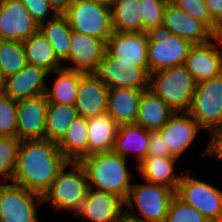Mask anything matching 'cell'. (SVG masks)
Segmentation results:
<instances>
[{
    "label": "cell",
    "mask_w": 222,
    "mask_h": 222,
    "mask_svg": "<svg viewBox=\"0 0 222 222\" xmlns=\"http://www.w3.org/2000/svg\"><path fill=\"white\" fill-rule=\"evenodd\" d=\"M144 90L117 87L109 88L106 113L118 124H134Z\"/></svg>",
    "instance_id": "23"
},
{
    "label": "cell",
    "mask_w": 222,
    "mask_h": 222,
    "mask_svg": "<svg viewBox=\"0 0 222 222\" xmlns=\"http://www.w3.org/2000/svg\"><path fill=\"white\" fill-rule=\"evenodd\" d=\"M162 25L168 28L172 34L189 40L192 44L206 43L215 37L202 22L185 14L171 2L165 6Z\"/></svg>",
    "instance_id": "21"
},
{
    "label": "cell",
    "mask_w": 222,
    "mask_h": 222,
    "mask_svg": "<svg viewBox=\"0 0 222 222\" xmlns=\"http://www.w3.org/2000/svg\"><path fill=\"white\" fill-rule=\"evenodd\" d=\"M208 134L209 139L206 140V146L200 154L205 158L206 156L208 158L213 157V159L216 158L222 162V126L210 131Z\"/></svg>",
    "instance_id": "40"
},
{
    "label": "cell",
    "mask_w": 222,
    "mask_h": 222,
    "mask_svg": "<svg viewBox=\"0 0 222 222\" xmlns=\"http://www.w3.org/2000/svg\"><path fill=\"white\" fill-rule=\"evenodd\" d=\"M0 39L23 42L39 30L20 0H0Z\"/></svg>",
    "instance_id": "15"
},
{
    "label": "cell",
    "mask_w": 222,
    "mask_h": 222,
    "mask_svg": "<svg viewBox=\"0 0 222 222\" xmlns=\"http://www.w3.org/2000/svg\"><path fill=\"white\" fill-rule=\"evenodd\" d=\"M26 7L31 17L40 25L54 18L57 13L51 7L48 0H20ZM50 16V17H49Z\"/></svg>",
    "instance_id": "39"
},
{
    "label": "cell",
    "mask_w": 222,
    "mask_h": 222,
    "mask_svg": "<svg viewBox=\"0 0 222 222\" xmlns=\"http://www.w3.org/2000/svg\"><path fill=\"white\" fill-rule=\"evenodd\" d=\"M187 112L207 133L222 126V74L196 84Z\"/></svg>",
    "instance_id": "9"
},
{
    "label": "cell",
    "mask_w": 222,
    "mask_h": 222,
    "mask_svg": "<svg viewBox=\"0 0 222 222\" xmlns=\"http://www.w3.org/2000/svg\"><path fill=\"white\" fill-rule=\"evenodd\" d=\"M42 196L13 183L0 184V222H40Z\"/></svg>",
    "instance_id": "10"
},
{
    "label": "cell",
    "mask_w": 222,
    "mask_h": 222,
    "mask_svg": "<svg viewBox=\"0 0 222 222\" xmlns=\"http://www.w3.org/2000/svg\"><path fill=\"white\" fill-rule=\"evenodd\" d=\"M144 19L145 32L150 28L161 26L165 12L166 0H139Z\"/></svg>",
    "instance_id": "38"
},
{
    "label": "cell",
    "mask_w": 222,
    "mask_h": 222,
    "mask_svg": "<svg viewBox=\"0 0 222 222\" xmlns=\"http://www.w3.org/2000/svg\"><path fill=\"white\" fill-rule=\"evenodd\" d=\"M118 124L106 113L88 118L87 155L112 151Z\"/></svg>",
    "instance_id": "27"
},
{
    "label": "cell",
    "mask_w": 222,
    "mask_h": 222,
    "mask_svg": "<svg viewBox=\"0 0 222 222\" xmlns=\"http://www.w3.org/2000/svg\"><path fill=\"white\" fill-rule=\"evenodd\" d=\"M181 174L175 195L200 212L210 222H222V190L191 175L187 169Z\"/></svg>",
    "instance_id": "7"
},
{
    "label": "cell",
    "mask_w": 222,
    "mask_h": 222,
    "mask_svg": "<svg viewBox=\"0 0 222 222\" xmlns=\"http://www.w3.org/2000/svg\"><path fill=\"white\" fill-rule=\"evenodd\" d=\"M49 76L54 80L51 87L50 83H47L45 96L48 103L75 105L77 87L83 73L62 66L49 73Z\"/></svg>",
    "instance_id": "25"
},
{
    "label": "cell",
    "mask_w": 222,
    "mask_h": 222,
    "mask_svg": "<svg viewBox=\"0 0 222 222\" xmlns=\"http://www.w3.org/2000/svg\"><path fill=\"white\" fill-rule=\"evenodd\" d=\"M150 131L138 124H124L118 126L112 151L128 159L132 157L137 166L147 157ZM135 161H134V160Z\"/></svg>",
    "instance_id": "22"
},
{
    "label": "cell",
    "mask_w": 222,
    "mask_h": 222,
    "mask_svg": "<svg viewBox=\"0 0 222 222\" xmlns=\"http://www.w3.org/2000/svg\"><path fill=\"white\" fill-rule=\"evenodd\" d=\"M148 35L149 73L168 67L184 65L192 43L181 38L163 25L150 28Z\"/></svg>",
    "instance_id": "6"
},
{
    "label": "cell",
    "mask_w": 222,
    "mask_h": 222,
    "mask_svg": "<svg viewBox=\"0 0 222 222\" xmlns=\"http://www.w3.org/2000/svg\"><path fill=\"white\" fill-rule=\"evenodd\" d=\"M17 101L0 91V136H16Z\"/></svg>",
    "instance_id": "36"
},
{
    "label": "cell",
    "mask_w": 222,
    "mask_h": 222,
    "mask_svg": "<svg viewBox=\"0 0 222 222\" xmlns=\"http://www.w3.org/2000/svg\"><path fill=\"white\" fill-rule=\"evenodd\" d=\"M64 15L74 32L90 35L105 42L113 33L111 5L74 0Z\"/></svg>",
    "instance_id": "8"
},
{
    "label": "cell",
    "mask_w": 222,
    "mask_h": 222,
    "mask_svg": "<svg viewBox=\"0 0 222 222\" xmlns=\"http://www.w3.org/2000/svg\"><path fill=\"white\" fill-rule=\"evenodd\" d=\"M0 64L5 78L18 73L27 64L21 41L0 39Z\"/></svg>",
    "instance_id": "33"
},
{
    "label": "cell",
    "mask_w": 222,
    "mask_h": 222,
    "mask_svg": "<svg viewBox=\"0 0 222 222\" xmlns=\"http://www.w3.org/2000/svg\"><path fill=\"white\" fill-rule=\"evenodd\" d=\"M86 1H91L99 4H104V5H111L112 0H86Z\"/></svg>",
    "instance_id": "46"
},
{
    "label": "cell",
    "mask_w": 222,
    "mask_h": 222,
    "mask_svg": "<svg viewBox=\"0 0 222 222\" xmlns=\"http://www.w3.org/2000/svg\"><path fill=\"white\" fill-rule=\"evenodd\" d=\"M4 83H5V76L3 74L2 67L0 64V91L3 89Z\"/></svg>",
    "instance_id": "45"
},
{
    "label": "cell",
    "mask_w": 222,
    "mask_h": 222,
    "mask_svg": "<svg viewBox=\"0 0 222 222\" xmlns=\"http://www.w3.org/2000/svg\"><path fill=\"white\" fill-rule=\"evenodd\" d=\"M130 160L109 151L87 155L79 163L86 171L90 189L115 194L125 201L134 179Z\"/></svg>",
    "instance_id": "2"
},
{
    "label": "cell",
    "mask_w": 222,
    "mask_h": 222,
    "mask_svg": "<svg viewBox=\"0 0 222 222\" xmlns=\"http://www.w3.org/2000/svg\"><path fill=\"white\" fill-rule=\"evenodd\" d=\"M39 30L52 45L56 57L63 62L69 55L71 28L64 14H57L39 25Z\"/></svg>",
    "instance_id": "31"
},
{
    "label": "cell",
    "mask_w": 222,
    "mask_h": 222,
    "mask_svg": "<svg viewBox=\"0 0 222 222\" xmlns=\"http://www.w3.org/2000/svg\"><path fill=\"white\" fill-rule=\"evenodd\" d=\"M171 3L184 11L185 14L202 22L215 36L222 35V29L212 18L205 0H171Z\"/></svg>",
    "instance_id": "35"
},
{
    "label": "cell",
    "mask_w": 222,
    "mask_h": 222,
    "mask_svg": "<svg viewBox=\"0 0 222 222\" xmlns=\"http://www.w3.org/2000/svg\"><path fill=\"white\" fill-rule=\"evenodd\" d=\"M109 88L97 73H83L77 87L78 116L92 118L106 114Z\"/></svg>",
    "instance_id": "18"
},
{
    "label": "cell",
    "mask_w": 222,
    "mask_h": 222,
    "mask_svg": "<svg viewBox=\"0 0 222 222\" xmlns=\"http://www.w3.org/2000/svg\"><path fill=\"white\" fill-rule=\"evenodd\" d=\"M88 119L77 116L69 125L65 136L58 143L59 150L69 161L79 162L87 156Z\"/></svg>",
    "instance_id": "30"
},
{
    "label": "cell",
    "mask_w": 222,
    "mask_h": 222,
    "mask_svg": "<svg viewBox=\"0 0 222 222\" xmlns=\"http://www.w3.org/2000/svg\"><path fill=\"white\" fill-rule=\"evenodd\" d=\"M149 147L147 151V157H168V158H176L174 157L169 148H166V144L158 131H150L149 138Z\"/></svg>",
    "instance_id": "41"
},
{
    "label": "cell",
    "mask_w": 222,
    "mask_h": 222,
    "mask_svg": "<svg viewBox=\"0 0 222 222\" xmlns=\"http://www.w3.org/2000/svg\"><path fill=\"white\" fill-rule=\"evenodd\" d=\"M20 143L17 136H0V184L12 181Z\"/></svg>",
    "instance_id": "34"
},
{
    "label": "cell",
    "mask_w": 222,
    "mask_h": 222,
    "mask_svg": "<svg viewBox=\"0 0 222 222\" xmlns=\"http://www.w3.org/2000/svg\"><path fill=\"white\" fill-rule=\"evenodd\" d=\"M88 189L84 167L79 162H67L42 196L43 203L47 202L57 212L66 210L75 215L81 208Z\"/></svg>",
    "instance_id": "3"
},
{
    "label": "cell",
    "mask_w": 222,
    "mask_h": 222,
    "mask_svg": "<svg viewBox=\"0 0 222 222\" xmlns=\"http://www.w3.org/2000/svg\"><path fill=\"white\" fill-rule=\"evenodd\" d=\"M57 14H64L74 0H48Z\"/></svg>",
    "instance_id": "43"
},
{
    "label": "cell",
    "mask_w": 222,
    "mask_h": 222,
    "mask_svg": "<svg viewBox=\"0 0 222 222\" xmlns=\"http://www.w3.org/2000/svg\"><path fill=\"white\" fill-rule=\"evenodd\" d=\"M22 45L27 64L43 68L49 73L63 66L56 57L52 45L40 30L30 35Z\"/></svg>",
    "instance_id": "28"
},
{
    "label": "cell",
    "mask_w": 222,
    "mask_h": 222,
    "mask_svg": "<svg viewBox=\"0 0 222 222\" xmlns=\"http://www.w3.org/2000/svg\"><path fill=\"white\" fill-rule=\"evenodd\" d=\"M106 52L119 62L148 66V35L146 32H116L106 42Z\"/></svg>",
    "instance_id": "19"
},
{
    "label": "cell",
    "mask_w": 222,
    "mask_h": 222,
    "mask_svg": "<svg viewBox=\"0 0 222 222\" xmlns=\"http://www.w3.org/2000/svg\"><path fill=\"white\" fill-rule=\"evenodd\" d=\"M124 211L125 201L121 197L89 188L75 216L83 222H116Z\"/></svg>",
    "instance_id": "17"
},
{
    "label": "cell",
    "mask_w": 222,
    "mask_h": 222,
    "mask_svg": "<svg viewBox=\"0 0 222 222\" xmlns=\"http://www.w3.org/2000/svg\"><path fill=\"white\" fill-rule=\"evenodd\" d=\"M184 66L193 76L196 84L222 74V35L209 42L193 44Z\"/></svg>",
    "instance_id": "12"
},
{
    "label": "cell",
    "mask_w": 222,
    "mask_h": 222,
    "mask_svg": "<svg viewBox=\"0 0 222 222\" xmlns=\"http://www.w3.org/2000/svg\"><path fill=\"white\" fill-rule=\"evenodd\" d=\"M112 28L116 32H145L139 0H112Z\"/></svg>",
    "instance_id": "29"
},
{
    "label": "cell",
    "mask_w": 222,
    "mask_h": 222,
    "mask_svg": "<svg viewBox=\"0 0 222 222\" xmlns=\"http://www.w3.org/2000/svg\"><path fill=\"white\" fill-rule=\"evenodd\" d=\"M143 182L132 183L125 200V211L144 222H165L175 191L163 185Z\"/></svg>",
    "instance_id": "5"
},
{
    "label": "cell",
    "mask_w": 222,
    "mask_h": 222,
    "mask_svg": "<svg viewBox=\"0 0 222 222\" xmlns=\"http://www.w3.org/2000/svg\"><path fill=\"white\" fill-rule=\"evenodd\" d=\"M116 222H144L143 220L136 218L134 216L129 215L126 211H124Z\"/></svg>",
    "instance_id": "44"
},
{
    "label": "cell",
    "mask_w": 222,
    "mask_h": 222,
    "mask_svg": "<svg viewBox=\"0 0 222 222\" xmlns=\"http://www.w3.org/2000/svg\"><path fill=\"white\" fill-rule=\"evenodd\" d=\"M97 74L108 88L127 87L139 90L149 89L150 73L148 66L119 62L104 53Z\"/></svg>",
    "instance_id": "11"
},
{
    "label": "cell",
    "mask_w": 222,
    "mask_h": 222,
    "mask_svg": "<svg viewBox=\"0 0 222 222\" xmlns=\"http://www.w3.org/2000/svg\"><path fill=\"white\" fill-rule=\"evenodd\" d=\"M165 222H210L192 206L187 205L176 195L172 198Z\"/></svg>",
    "instance_id": "37"
},
{
    "label": "cell",
    "mask_w": 222,
    "mask_h": 222,
    "mask_svg": "<svg viewBox=\"0 0 222 222\" xmlns=\"http://www.w3.org/2000/svg\"><path fill=\"white\" fill-rule=\"evenodd\" d=\"M179 159L168 157H146L135 168L141 181H146L152 184L163 185L177 190L180 182L181 175L183 173H176L177 163ZM176 165V166H175Z\"/></svg>",
    "instance_id": "24"
},
{
    "label": "cell",
    "mask_w": 222,
    "mask_h": 222,
    "mask_svg": "<svg viewBox=\"0 0 222 222\" xmlns=\"http://www.w3.org/2000/svg\"><path fill=\"white\" fill-rule=\"evenodd\" d=\"M196 82L184 65L150 73L149 89L175 112H187Z\"/></svg>",
    "instance_id": "4"
},
{
    "label": "cell",
    "mask_w": 222,
    "mask_h": 222,
    "mask_svg": "<svg viewBox=\"0 0 222 222\" xmlns=\"http://www.w3.org/2000/svg\"><path fill=\"white\" fill-rule=\"evenodd\" d=\"M78 116L74 105L48 103L45 139L59 143L71 122Z\"/></svg>",
    "instance_id": "32"
},
{
    "label": "cell",
    "mask_w": 222,
    "mask_h": 222,
    "mask_svg": "<svg viewBox=\"0 0 222 222\" xmlns=\"http://www.w3.org/2000/svg\"><path fill=\"white\" fill-rule=\"evenodd\" d=\"M105 52V41L72 31L69 55L62 62L63 67L81 73H97Z\"/></svg>",
    "instance_id": "13"
},
{
    "label": "cell",
    "mask_w": 222,
    "mask_h": 222,
    "mask_svg": "<svg viewBox=\"0 0 222 222\" xmlns=\"http://www.w3.org/2000/svg\"><path fill=\"white\" fill-rule=\"evenodd\" d=\"M175 113L160 97L150 89L141 95L135 123L149 131H158Z\"/></svg>",
    "instance_id": "26"
},
{
    "label": "cell",
    "mask_w": 222,
    "mask_h": 222,
    "mask_svg": "<svg viewBox=\"0 0 222 222\" xmlns=\"http://www.w3.org/2000/svg\"><path fill=\"white\" fill-rule=\"evenodd\" d=\"M200 131H204L188 112H175L158 130L166 148L180 160L197 140Z\"/></svg>",
    "instance_id": "14"
},
{
    "label": "cell",
    "mask_w": 222,
    "mask_h": 222,
    "mask_svg": "<svg viewBox=\"0 0 222 222\" xmlns=\"http://www.w3.org/2000/svg\"><path fill=\"white\" fill-rule=\"evenodd\" d=\"M67 162L55 142L21 141L11 183L43 196Z\"/></svg>",
    "instance_id": "1"
},
{
    "label": "cell",
    "mask_w": 222,
    "mask_h": 222,
    "mask_svg": "<svg viewBox=\"0 0 222 222\" xmlns=\"http://www.w3.org/2000/svg\"><path fill=\"white\" fill-rule=\"evenodd\" d=\"M46 80H52L48 71L26 64L18 73L5 78L1 92L15 101L40 96L45 94Z\"/></svg>",
    "instance_id": "20"
},
{
    "label": "cell",
    "mask_w": 222,
    "mask_h": 222,
    "mask_svg": "<svg viewBox=\"0 0 222 222\" xmlns=\"http://www.w3.org/2000/svg\"><path fill=\"white\" fill-rule=\"evenodd\" d=\"M212 18L222 29V0H205Z\"/></svg>",
    "instance_id": "42"
},
{
    "label": "cell",
    "mask_w": 222,
    "mask_h": 222,
    "mask_svg": "<svg viewBox=\"0 0 222 222\" xmlns=\"http://www.w3.org/2000/svg\"><path fill=\"white\" fill-rule=\"evenodd\" d=\"M48 101L45 94L17 101V131L21 140L45 139Z\"/></svg>",
    "instance_id": "16"
}]
</instances>
